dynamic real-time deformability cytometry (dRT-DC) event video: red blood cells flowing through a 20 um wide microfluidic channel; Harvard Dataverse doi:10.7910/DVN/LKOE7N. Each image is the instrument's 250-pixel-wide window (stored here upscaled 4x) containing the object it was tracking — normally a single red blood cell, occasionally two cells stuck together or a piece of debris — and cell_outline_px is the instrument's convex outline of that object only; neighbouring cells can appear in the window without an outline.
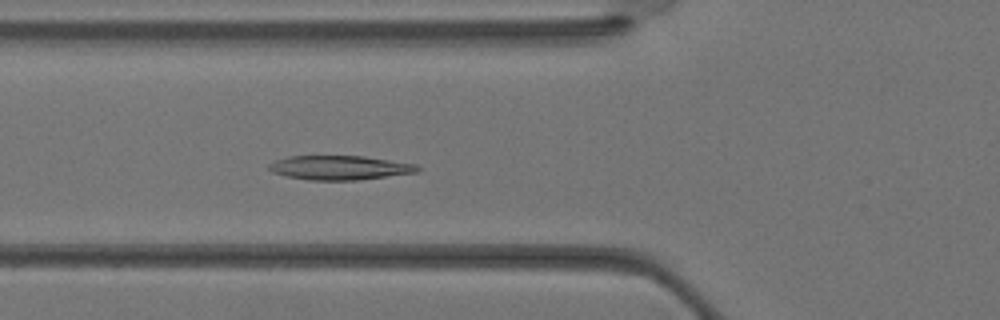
{"species": "Egyptian fruit bat (a non-hibernating species)", "species_latin": "Rousettus aegyptiacus", "temperature_condition": "warm", "stored_images_in_passage": 35, "camera_frame_rate_fps": 3000, "um_per_image_px": 0.085, "animal": {"sex": "female"}, "frame": {"image": 1, "passage_image": 12, "time_ms": 3.667, "image_size_px": [1000, 320], "cell_outline_px": [[420, 168], [416, 172], [356, 180], [308, 180], [284, 176], [272, 172], [268, 168], [268, 164], [276, 160], [288, 156], [364, 156], [416, 164]], "centroid_in_image_um": [28.81, 14.25], "position_along_channel_um": 97.0, "area_um2": 20.87}}
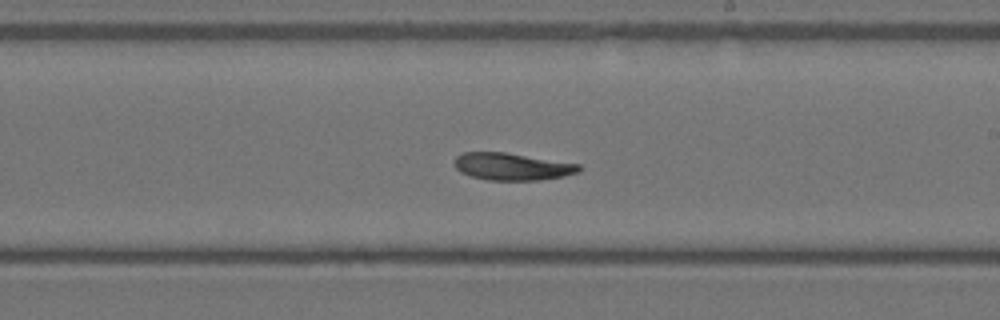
{"frame": {"image": 2, "passage_image": 20, "time_ms": 6.333, "image_size_px": [1000, 320], "cell_outline_px": [[580, 172], [564, 176], [540, 180], [488, 180], [472, 176], [460, 172], [456, 168], [452, 160], [456, 156], [464, 152], [504, 152], [580, 164]], "centroid_in_image_um": [43.51, 14.16], "position_along_channel_um": 245.5, "area_um2": 19.77}}
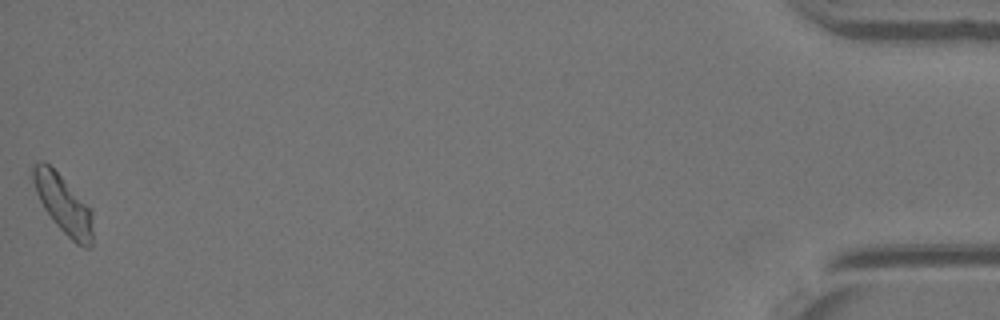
{"frame": {"image": 3, "passage_image": 35, "time_ms": 11.333, "image_size_px": [1000, 320], "cell_outline_px": [[92, 244], [88, 248], [84, 248], [76, 244], [52, 220], [44, 208], [36, 192], [32, 180], [32, 164], [40, 160], [44, 160], [92, 208]], "centroid_in_image_um": [5.38, 17.36], "position_along_channel_um": 429.8, "area_um2": 20.23}}